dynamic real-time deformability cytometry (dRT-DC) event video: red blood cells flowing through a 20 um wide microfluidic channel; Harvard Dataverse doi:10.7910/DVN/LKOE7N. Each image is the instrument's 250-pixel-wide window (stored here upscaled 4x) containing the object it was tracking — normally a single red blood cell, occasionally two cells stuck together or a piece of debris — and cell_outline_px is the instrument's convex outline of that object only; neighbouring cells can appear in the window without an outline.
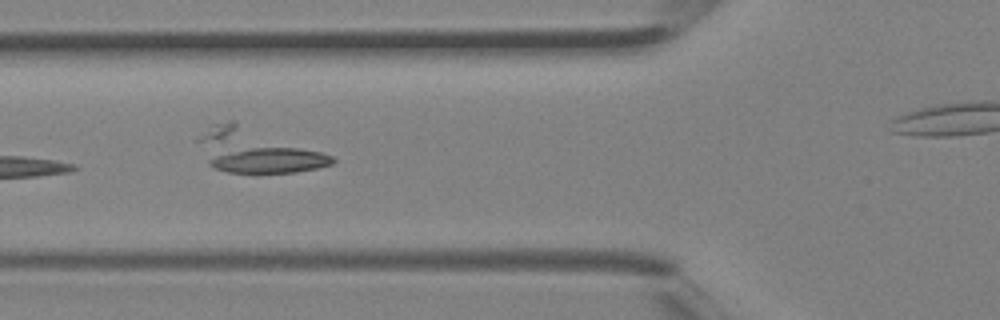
{"species": "Egyptian fruit bat (a non-hibernating species)", "species_latin": "Rousettus aegyptiacus", "temperature_condition": "room temperature", "stored_images_in_passage": 6, "camera_frame_rate_fps": 3000, "um_per_image_px": 0.085, "animal": {"sex": "female"}, "frame": {"image": 1, "passage_image": 5, "time_ms": 1.333, "image_size_px": [1000, 320], "cell_outline_px": [[336, 160], [332, 164], [316, 168], [296, 172], [256, 176], [228, 172], [216, 168], [208, 164], [208, 160], [224, 152], [252, 148], [296, 148], [324, 152], [332, 156]], "centroid_in_image_um": [22.97, 13.68], "position_along_channel_um": 102.8, "area_um2": 19.02}}